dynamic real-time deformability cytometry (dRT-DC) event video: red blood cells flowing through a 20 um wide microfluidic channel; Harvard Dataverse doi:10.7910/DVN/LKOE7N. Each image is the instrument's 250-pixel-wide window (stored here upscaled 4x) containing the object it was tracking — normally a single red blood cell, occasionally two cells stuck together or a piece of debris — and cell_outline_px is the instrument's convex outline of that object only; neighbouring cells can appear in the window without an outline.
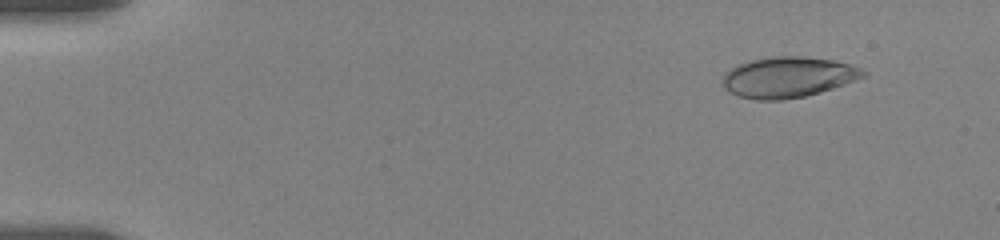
{"species": "human", "species_latin": "Homo sapiens", "temperature_condition": "room temperature", "stored_images_in_passage": 19, "camera_frame_rate_fps": 3000, "um_per_image_px": 0.085, "donor": {"sex": "female"}, "frame": {"image": 1, "passage_image": 4, "time_ms": 1.667, "image_size_px": [1000, 240], "cell_outline_px": [[868, 76], [832, 88], [804, 96], [784, 100], [756, 100], [736, 96], [724, 88], [724, 76], [732, 68], [740, 64], [752, 60], [772, 56], [804, 56], [832, 60], [848, 64], [860, 68], [868, 72]], "centroid_in_image_um": [67.01, 6.56], "position_along_channel_um": 18.0, "area_um2": 33.12}}
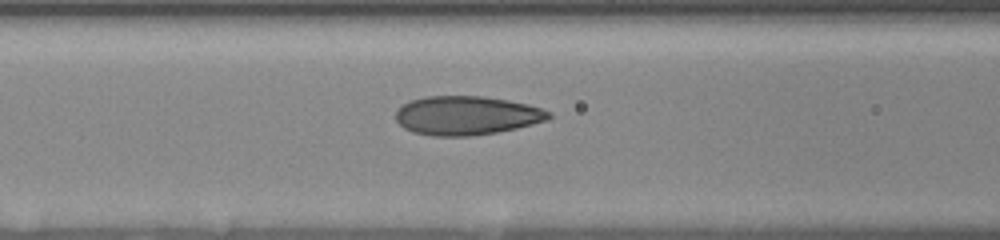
{"frame": {"image": 2, "passage_image": 15, "time_ms": 8.0, "image_size_px": [1000, 240], "cell_outline_px": [[552, 116], [548, 120], [516, 128], [496, 132], [472, 136], [432, 136], [412, 132], [404, 128], [396, 120], [396, 112], [404, 104], [412, 100], [424, 96], [484, 96], [508, 100], [528, 104], [552, 112]], "centroid_in_image_um": [39.67, 9.82], "position_along_channel_um": 126.9, "area_um2": 34.74}}
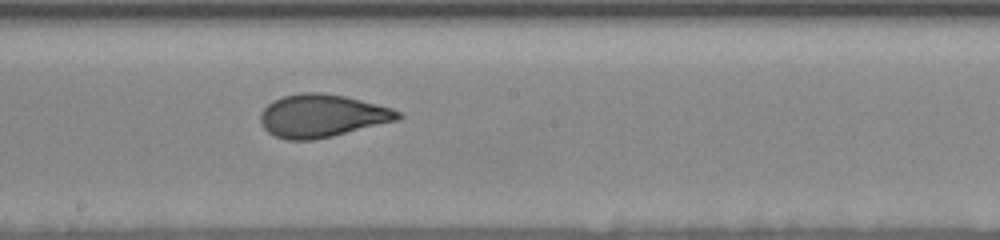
{"frame": {"image": 3, "passage_image": 19, "time_ms": 10.667, "image_size_px": [1000, 240], "cell_outline_px": [[404, 116], [400, 120], [332, 136], [312, 140], [288, 140], [276, 136], [268, 132], [264, 128], [260, 120], [260, 112], [272, 100], [284, 96], [300, 92], [320, 92], [344, 96], [392, 108], [400, 112]], "centroid_in_image_um": [27.38, 9.84], "position_along_channel_um": 220.8, "area_um2": 34.39}}